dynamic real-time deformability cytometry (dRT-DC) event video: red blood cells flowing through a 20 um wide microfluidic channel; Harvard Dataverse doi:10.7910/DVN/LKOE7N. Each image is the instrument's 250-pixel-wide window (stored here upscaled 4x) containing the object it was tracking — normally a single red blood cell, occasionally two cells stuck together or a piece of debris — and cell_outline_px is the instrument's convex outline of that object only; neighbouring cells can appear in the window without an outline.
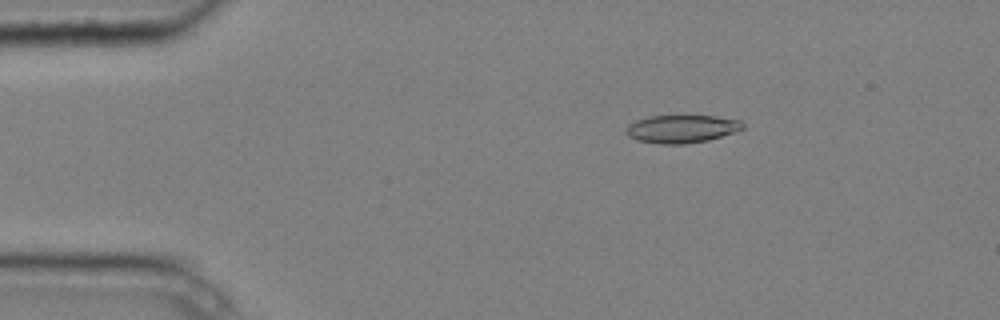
{"species": "common noctule bat (a hibernating species)", "species_latin": "Nyctalus noctula", "temperature_condition": "cold", "stored_images_in_passage": 5, "camera_frame_rate_fps": 3000, "um_per_image_px": 0.085, "animal": {"sex": "male", "body_mass_g": 20.4}, "frame": {"image": 1, "passage_image": 3, "time_ms": 0.667, "image_size_px": [1000, 320], "cell_outline_px": [[744, 128], [736, 132], [708, 140], [684, 144], [660, 144], [636, 140], [628, 136], [628, 124], [636, 120], [648, 116], [716, 116], [740, 120], [744, 124]], "centroid_in_image_um": [57.97, 10.95], "position_along_channel_um": 27.0, "area_um2": 18.96}}
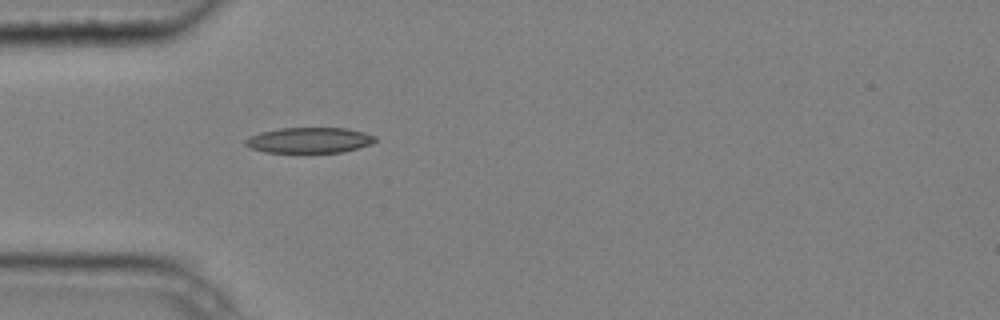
{"frame": {"image": 2, "passage_image": 5, "time_ms": 1.333, "image_size_px": [1000, 320], "cell_outline_px": [[376, 140], [372, 144], [344, 152], [264, 152], [252, 148], [244, 144], [244, 140], [260, 132], [280, 128], [348, 128], [364, 132], [376, 136]], "centroid_in_image_um": [26.33, 11.91], "position_along_channel_um": 58.7, "area_um2": 19.31}}